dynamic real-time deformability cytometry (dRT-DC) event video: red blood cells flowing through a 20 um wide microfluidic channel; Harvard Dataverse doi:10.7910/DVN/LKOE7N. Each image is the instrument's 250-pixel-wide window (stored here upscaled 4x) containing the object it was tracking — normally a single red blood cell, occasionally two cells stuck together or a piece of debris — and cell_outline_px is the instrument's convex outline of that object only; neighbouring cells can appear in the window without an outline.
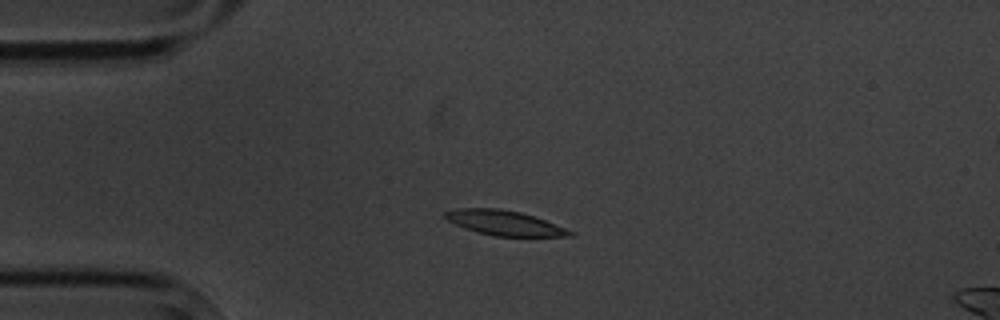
{"species": "common noctule bat (a hibernating species)", "species_latin": "Nyctalus noctula", "temperature_condition": "cold", "stored_images_in_passage": 6, "camera_frame_rate_fps": 3000, "um_per_image_px": 0.085, "animal": {"sex": "male", "body_mass_g": 20.1, "forearm_length_mm": 53.5}, "frame": {"image": 1, "passage_image": 4, "time_ms": 3.667, "image_size_px": [1000, 320], "cell_outline_px": [[576, 236], [492, 236], [476, 232], [464, 228], [448, 220], [444, 216], [444, 212], [456, 208], [500, 208], [520, 212], [544, 220], [576, 232]], "centroid_in_image_um": [42.87, 18.95], "position_along_channel_um": 42.1, "area_um2": 18.03}}